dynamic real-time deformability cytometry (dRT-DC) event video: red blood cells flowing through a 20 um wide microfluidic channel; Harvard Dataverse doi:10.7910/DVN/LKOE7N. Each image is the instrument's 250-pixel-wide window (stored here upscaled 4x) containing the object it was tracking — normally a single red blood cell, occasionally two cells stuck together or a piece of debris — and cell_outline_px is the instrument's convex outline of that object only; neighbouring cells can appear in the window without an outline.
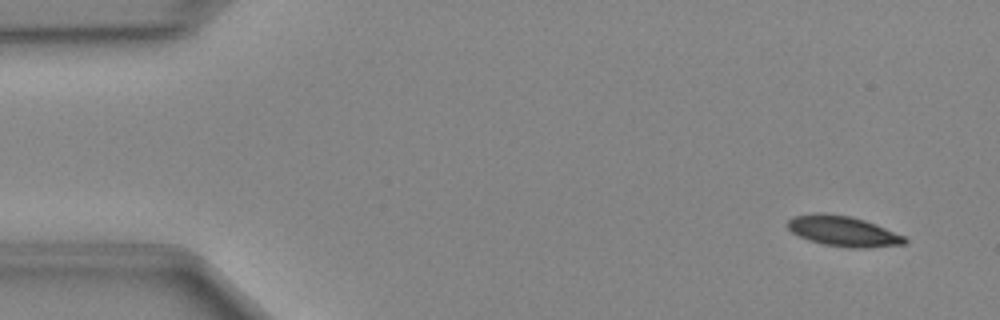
{"species": "Egyptian fruit bat (a non-hibernating species)", "species_latin": "Rousettus aegyptiacus", "temperature_condition": "cold", "stored_images_in_passage": 48, "camera_frame_rate_fps": 3000, "um_per_image_px": 0.085, "animal": {"sex": "female"}, "frame": {"image": 1, "passage_image": 3, "time_ms": 0.667, "image_size_px": [1000, 320], "cell_outline_px": [[908, 244], [868, 248], [848, 248], [824, 244], [808, 240], [792, 232], [788, 228], [788, 220], [792, 216], [820, 212], [824, 212], [852, 216], [876, 224], [904, 236], [908, 240]], "centroid_in_image_um": [71.69, 19.65], "position_along_channel_um": 13.3, "area_um2": 20.92}}
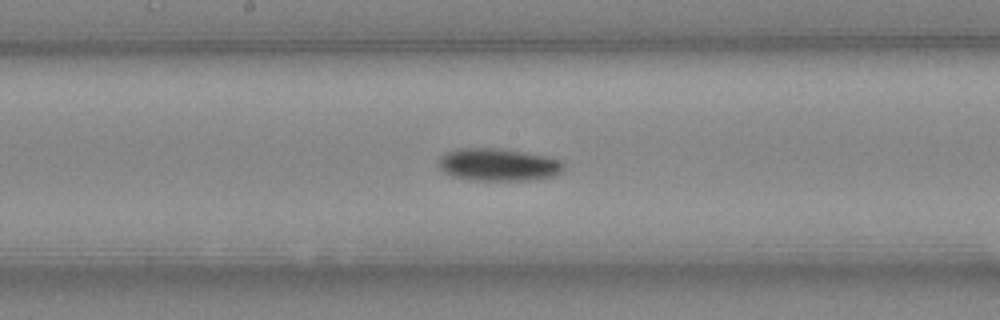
{"frame": {"image": 2, "passage_image": 25, "time_ms": 8.0, "image_size_px": [1000, 320], "cell_outline_px": [[564, 168], [556, 176], [528, 180], [472, 180], [452, 176], [444, 172], [440, 168], [440, 156], [448, 152], [460, 148], [500, 148], [548, 156], [560, 160], [564, 164]], "centroid_in_image_um": [42.39, 14.0], "position_along_channel_um": 205.8, "area_um2": 23.7}}
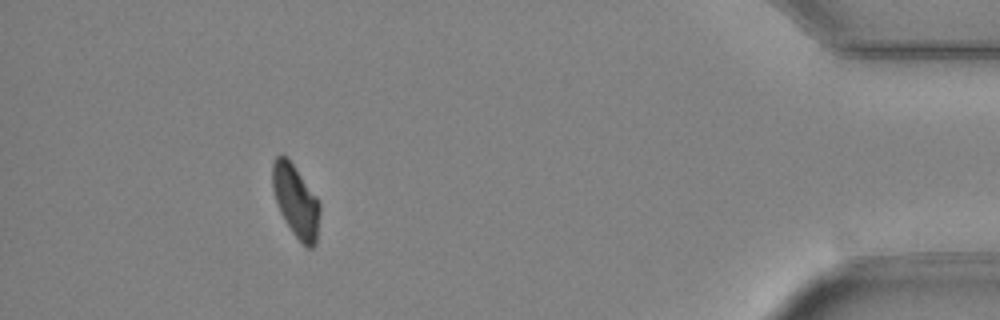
{"frame": {"image": 3, "passage_image": 44, "time_ms": 14.333, "image_size_px": [1000, 320], "cell_outline_px": [[320, 212], [316, 244], [312, 248], [308, 248], [292, 232], [284, 220], [280, 212], [272, 188], [272, 164], [276, 156], [280, 152], [288, 156], [320, 200]], "centroid_in_image_um": [25.15, 17.02], "position_along_channel_um": 410.1, "area_um2": 20.35}}